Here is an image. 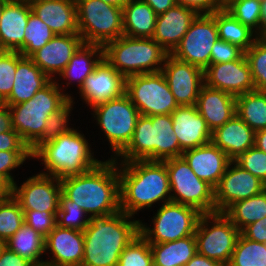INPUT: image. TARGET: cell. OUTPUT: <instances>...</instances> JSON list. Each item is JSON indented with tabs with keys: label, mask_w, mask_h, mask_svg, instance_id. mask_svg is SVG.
<instances>
[{
	"label": "cell",
	"mask_w": 266,
	"mask_h": 266,
	"mask_svg": "<svg viewBox=\"0 0 266 266\" xmlns=\"http://www.w3.org/2000/svg\"><path fill=\"white\" fill-rule=\"evenodd\" d=\"M32 12L56 35L78 34L75 0H29Z\"/></svg>",
	"instance_id": "26"
},
{
	"label": "cell",
	"mask_w": 266,
	"mask_h": 266,
	"mask_svg": "<svg viewBox=\"0 0 266 266\" xmlns=\"http://www.w3.org/2000/svg\"><path fill=\"white\" fill-rule=\"evenodd\" d=\"M240 234L223 212L201 214L194 234L197 253L227 266Z\"/></svg>",
	"instance_id": "10"
},
{
	"label": "cell",
	"mask_w": 266,
	"mask_h": 266,
	"mask_svg": "<svg viewBox=\"0 0 266 266\" xmlns=\"http://www.w3.org/2000/svg\"><path fill=\"white\" fill-rule=\"evenodd\" d=\"M61 192L60 179L41 173L27 178L20 187L15 182L11 190L22 210L41 212H58Z\"/></svg>",
	"instance_id": "15"
},
{
	"label": "cell",
	"mask_w": 266,
	"mask_h": 266,
	"mask_svg": "<svg viewBox=\"0 0 266 266\" xmlns=\"http://www.w3.org/2000/svg\"><path fill=\"white\" fill-rule=\"evenodd\" d=\"M125 93L140 115L171 114L179 106L161 71L127 77Z\"/></svg>",
	"instance_id": "13"
},
{
	"label": "cell",
	"mask_w": 266,
	"mask_h": 266,
	"mask_svg": "<svg viewBox=\"0 0 266 266\" xmlns=\"http://www.w3.org/2000/svg\"><path fill=\"white\" fill-rule=\"evenodd\" d=\"M0 266H34L30 261L20 257L4 244L0 249Z\"/></svg>",
	"instance_id": "53"
},
{
	"label": "cell",
	"mask_w": 266,
	"mask_h": 266,
	"mask_svg": "<svg viewBox=\"0 0 266 266\" xmlns=\"http://www.w3.org/2000/svg\"><path fill=\"white\" fill-rule=\"evenodd\" d=\"M117 266H154L150 243L139 234L123 250Z\"/></svg>",
	"instance_id": "44"
},
{
	"label": "cell",
	"mask_w": 266,
	"mask_h": 266,
	"mask_svg": "<svg viewBox=\"0 0 266 266\" xmlns=\"http://www.w3.org/2000/svg\"><path fill=\"white\" fill-rule=\"evenodd\" d=\"M201 214L194 207L170 201L162 204L154 215V228L140 222V234L149 243H166L192 236Z\"/></svg>",
	"instance_id": "12"
},
{
	"label": "cell",
	"mask_w": 266,
	"mask_h": 266,
	"mask_svg": "<svg viewBox=\"0 0 266 266\" xmlns=\"http://www.w3.org/2000/svg\"><path fill=\"white\" fill-rule=\"evenodd\" d=\"M93 116L106 135L116 158L132 139L140 112L129 96H122L95 105Z\"/></svg>",
	"instance_id": "9"
},
{
	"label": "cell",
	"mask_w": 266,
	"mask_h": 266,
	"mask_svg": "<svg viewBox=\"0 0 266 266\" xmlns=\"http://www.w3.org/2000/svg\"><path fill=\"white\" fill-rule=\"evenodd\" d=\"M265 189L264 182L235 161H230L220 182L214 188L215 212H224L233 203L258 195Z\"/></svg>",
	"instance_id": "16"
},
{
	"label": "cell",
	"mask_w": 266,
	"mask_h": 266,
	"mask_svg": "<svg viewBox=\"0 0 266 266\" xmlns=\"http://www.w3.org/2000/svg\"><path fill=\"white\" fill-rule=\"evenodd\" d=\"M159 15L176 5L175 0H143Z\"/></svg>",
	"instance_id": "55"
},
{
	"label": "cell",
	"mask_w": 266,
	"mask_h": 266,
	"mask_svg": "<svg viewBox=\"0 0 266 266\" xmlns=\"http://www.w3.org/2000/svg\"><path fill=\"white\" fill-rule=\"evenodd\" d=\"M4 245L34 266L44 265L40 257L45 252V238L26 223Z\"/></svg>",
	"instance_id": "34"
},
{
	"label": "cell",
	"mask_w": 266,
	"mask_h": 266,
	"mask_svg": "<svg viewBox=\"0 0 266 266\" xmlns=\"http://www.w3.org/2000/svg\"><path fill=\"white\" fill-rule=\"evenodd\" d=\"M261 36H266V0H261Z\"/></svg>",
	"instance_id": "59"
},
{
	"label": "cell",
	"mask_w": 266,
	"mask_h": 266,
	"mask_svg": "<svg viewBox=\"0 0 266 266\" xmlns=\"http://www.w3.org/2000/svg\"><path fill=\"white\" fill-rule=\"evenodd\" d=\"M182 153L174 134L171 114L140 115L131 141L114 159L121 156V163L135 160L164 161L181 157Z\"/></svg>",
	"instance_id": "4"
},
{
	"label": "cell",
	"mask_w": 266,
	"mask_h": 266,
	"mask_svg": "<svg viewBox=\"0 0 266 266\" xmlns=\"http://www.w3.org/2000/svg\"><path fill=\"white\" fill-rule=\"evenodd\" d=\"M55 35L48 25L31 12L24 31V49L20 54L23 57H31Z\"/></svg>",
	"instance_id": "38"
},
{
	"label": "cell",
	"mask_w": 266,
	"mask_h": 266,
	"mask_svg": "<svg viewBox=\"0 0 266 266\" xmlns=\"http://www.w3.org/2000/svg\"><path fill=\"white\" fill-rule=\"evenodd\" d=\"M168 172L171 201L196 208L200 213L215 212L214 187L198 178L185 159L164 160Z\"/></svg>",
	"instance_id": "11"
},
{
	"label": "cell",
	"mask_w": 266,
	"mask_h": 266,
	"mask_svg": "<svg viewBox=\"0 0 266 266\" xmlns=\"http://www.w3.org/2000/svg\"><path fill=\"white\" fill-rule=\"evenodd\" d=\"M118 161H101L83 174L60 179L62 192L88 215H104L120 211Z\"/></svg>",
	"instance_id": "2"
},
{
	"label": "cell",
	"mask_w": 266,
	"mask_h": 266,
	"mask_svg": "<svg viewBox=\"0 0 266 266\" xmlns=\"http://www.w3.org/2000/svg\"><path fill=\"white\" fill-rule=\"evenodd\" d=\"M126 78L117 72L104 58L84 81L79 93L93 108L95 105L118 98L125 93Z\"/></svg>",
	"instance_id": "19"
},
{
	"label": "cell",
	"mask_w": 266,
	"mask_h": 266,
	"mask_svg": "<svg viewBox=\"0 0 266 266\" xmlns=\"http://www.w3.org/2000/svg\"><path fill=\"white\" fill-rule=\"evenodd\" d=\"M24 223L32 227L44 238L55 228L57 225L56 216L57 212H46L38 210H23Z\"/></svg>",
	"instance_id": "47"
},
{
	"label": "cell",
	"mask_w": 266,
	"mask_h": 266,
	"mask_svg": "<svg viewBox=\"0 0 266 266\" xmlns=\"http://www.w3.org/2000/svg\"><path fill=\"white\" fill-rule=\"evenodd\" d=\"M204 84L235 97L256 90L244 54L235 61L210 64L204 70Z\"/></svg>",
	"instance_id": "18"
},
{
	"label": "cell",
	"mask_w": 266,
	"mask_h": 266,
	"mask_svg": "<svg viewBox=\"0 0 266 266\" xmlns=\"http://www.w3.org/2000/svg\"><path fill=\"white\" fill-rule=\"evenodd\" d=\"M29 0H7L0 19V51L24 49V31L30 13Z\"/></svg>",
	"instance_id": "22"
},
{
	"label": "cell",
	"mask_w": 266,
	"mask_h": 266,
	"mask_svg": "<svg viewBox=\"0 0 266 266\" xmlns=\"http://www.w3.org/2000/svg\"><path fill=\"white\" fill-rule=\"evenodd\" d=\"M227 266H266V244L240 234Z\"/></svg>",
	"instance_id": "37"
},
{
	"label": "cell",
	"mask_w": 266,
	"mask_h": 266,
	"mask_svg": "<svg viewBox=\"0 0 266 266\" xmlns=\"http://www.w3.org/2000/svg\"><path fill=\"white\" fill-rule=\"evenodd\" d=\"M218 38L215 18L211 14H198L170 55L205 70L210 65L212 47Z\"/></svg>",
	"instance_id": "14"
},
{
	"label": "cell",
	"mask_w": 266,
	"mask_h": 266,
	"mask_svg": "<svg viewBox=\"0 0 266 266\" xmlns=\"http://www.w3.org/2000/svg\"><path fill=\"white\" fill-rule=\"evenodd\" d=\"M103 58V46L83 43L74 53L64 70L59 74V77L61 76L64 80L69 81L66 83L67 86L73 82L72 80H75L80 90L85 78L94 71Z\"/></svg>",
	"instance_id": "31"
},
{
	"label": "cell",
	"mask_w": 266,
	"mask_h": 266,
	"mask_svg": "<svg viewBox=\"0 0 266 266\" xmlns=\"http://www.w3.org/2000/svg\"><path fill=\"white\" fill-rule=\"evenodd\" d=\"M215 18L219 39L247 51L259 37L248 26L240 23L225 8L211 14Z\"/></svg>",
	"instance_id": "33"
},
{
	"label": "cell",
	"mask_w": 266,
	"mask_h": 266,
	"mask_svg": "<svg viewBox=\"0 0 266 266\" xmlns=\"http://www.w3.org/2000/svg\"><path fill=\"white\" fill-rule=\"evenodd\" d=\"M12 186L0 175V200L11 195Z\"/></svg>",
	"instance_id": "58"
},
{
	"label": "cell",
	"mask_w": 266,
	"mask_h": 266,
	"mask_svg": "<svg viewBox=\"0 0 266 266\" xmlns=\"http://www.w3.org/2000/svg\"><path fill=\"white\" fill-rule=\"evenodd\" d=\"M55 79L38 90L33 98L8 106L12 127L29 148L43 135L49 115L56 113L72 97L61 92L62 88Z\"/></svg>",
	"instance_id": "7"
},
{
	"label": "cell",
	"mask_w": 266,
	"mask_h": 266,
	"mask_svg": "<svg viewBox=\"0 0 266 266\" xmlns=\"http://www.w3.org/2000/svg\"><path fill=\"white\" fill-rule=\"evenodd\" d=\"M154 266H185L197 253L195 235L166 243H150Z\"/></svg>",
	"instance_id": "32"
},
{
	"label": "cell",
	"mask_w": 266,
	"mask_h": 266,
	"mask_svg": "<svg viewBox=\"0 0 266 266\" xmlns=\"http://www.w3.org/2000/svg\"><path fill=\"white\" fill-rule=\"evenodd\" d=\"M80 34L55 35L30 58L51 80L60 74L83 44ZM54 74V75H53Z\"/></svg>",
	"instance_id": "21"
},
{
	"label": "cell",
	"mask_w": 266,
	"mask_h": 266,
	"mask_svg": "<svg viewBox=\"0 0 266 266\" xmlns=\"http://www.w3.org/2000/svg\"><path fill=\"white\" fill-rule=\"evenodd\" d=\"M197 15L194 10L176 4L165 13L157 15L152 38L170 54Z\"/></svg>",
	"instance_id": "25"
},
{
	"label": "cell",
	"mask_w": 266,
	"mask_h": 266,
	"mask_svg": "<svg viewBox=\"0 0 266 266\" xmlns=\"http://www.w3.org/2000/svg\"><path fill=\"white\" fill-rule=\"evenodd\" d=\"M255 147L266 153V129L255 132Z\"/></svg>",
	"instance_id": "57"
},
{
	"label": "cell",
	"mask_w": 266,
	"mask_h": 266,
	"mask_svg": "<svg viewBox=\"0 0 266 266\" xmlns=\"http://www.w3.org/2000/svg\"><path fill=\"white\" fill-rule=\"evenodd\" d=\"M73 98H71L62 108L56 113L49 115L43 135L30 147L31 153H33L41 144H44L50 140L58 138L61 134L67 133L73 129L69 127L70 111L73 107Z\"/></svg>",
	"instance_id": "43"
},
{
	"label": "cell",
	"mask_w": 266,
	"mask_h": 266,
	"mask_svg": "<svg viewBox=\"0 0 266 266\" xmlns=\"http://www.w3.org/2000/svg\"><path fill=\"white\" fill-rule=\"evenodd\" d=\"M14 130L9 107L3 102L0 103V133Z\"/></svg>",
	"instance_id": "54"
},
{
	"label": "cell",
	"mask_w": 266,
	"mask_h": 266,
	"mask_svg": "<svg viewBox=\"0 0 266 266\" xmlns=\"http://www.w3.org/2000/svg\"><path fill=\"white\" fill-rule=\"evenodd\" d=\"M223 213L242 231L249 224L266 217V189L258 195L233 203Z\"/></svg>",
	"instance_id": "36"
},
{
	"label": "cell",
	"mask_w": 266,
	"mask_h": 266,
	"mask_svg": "<svg viewBox=\"0 0 266 266\" xmlns=\"http://www.w3.org/2000/svg\"><path fill=\"white\" fill-rule=\"evenodd\" d=\"M177 5L194 10L197 14H212L224 8L221 0H175Z\"/></svg>",
	"instance_id": "50"
},
{
	"label": "cell",
	"mask_w": 266,
	"mask_h": 266,
	"mask_svg": "<svg viewBox=\"0 0 266 266\" xmlns=\"http://www.w3.org/2000/svg\"><path fill=\"white\" fill-rule=\"evenodd\" d=\"M224 4L228 1V0H221Z\"/></svg>",
	"instance_id": "62"
},
{
	"label": "cell",
	"mask_w": 266,
	"mask_h": 266,
	"mask_svg": "<svg viewBox=\"0 0 266 266\" xmlns=\"http://www.w3.org/2000/svg\"><path fill=\"white\" fill-rule=\"evenodd\" d=\"M103 48L104 59L125 78L160 72L169 54L153 38L125 35L108 42Z\"/></svg>",
	"instance_id": "6"
},
{
	"label": "cell",
	"mask_w": 266,
	"mask_h": 266,
	"mask_svg": "<svg viewBox=\"0 0 266 266\" xmlns=\"http://www.w3.org/2000/svg\"><path fill=\"white\" fill-rule=\"evenodd\" d=\"M182 157L198 178L208 182L214 188L231 161L227 154L212 142L185 150Z\"/></svg>",
	"instance_id": "24"
},
{
	"label": "cell",
	"mask_w": 266,
	"mask_h": 266,
	"mask_svg": "<svg viewBox=\"0 0 266 266\" xmlns=\"http://www.w3.org/2000/svg\"><path fill=\"white\" fill-rule=\"evenodd\" d=\"M6 1L7 0H0V19H1L2 12H3L4 4Z\"/></svg>",
	"instance_id": "61"
},
{
	"label": "cell",
	"mask_w": 266,
	"mask_h": 266,
	"mask_svg": "<svg viewBox=\"0 0 266 266\" xmlns=\"http://www.w3.org/2000/svg\"><path fill=\"white\" fill-rule=\"evenodd\" d=\"M211 142L234 161L255 145V131L235 115L212 132Z\"/></svg>",
	"instance_id": "29"
},
{
	"label": "cell",
	"mask_w": 266,
	"mask_h": 266,
	"mask_svg": "<svg viewBox=\"0 0 266 266\" xmlns=\"http://www.w3.org/2000/svg\"><path fill=\"white\" fill-rule=\"evenodd\" d=\"M17 69V51H0V99L4 102L11 94Z\"/></svg>",
	"instance_id": "45"
},
{
	"label": "cell",
	"mask_w": 266,
	"mask_h": 266,
	"mask_svg": "<svg viewBox=\"0 0 266 266\" xmlns=\"http://www.w3.org/2000/svg\"><path fill=\"white\" fill-rule=\"evenodd\" d=\"M123 11V35L152 38L157 14L143 0H129Z\"/></svg>",
	"instance_id": "30"
},
{
	"label": "cell",
	"mask_w": 266,
	"mask_h": 266,
	"mask_svg": "<svg viewBox=\"0 0 266 266\" xmlns=\"http://www.w3.org/2000/svg\"><path fill=\"white\" fill-rule=\"evenodd\" d=\"M131 218L123 211L90 217L81 266H117L123 250L140 234V219Z\"/></svg>",
	"instance_id": "1"
},
{
	"label": "cell",
	"mask_w": 266,
	"mask_h": 266,
	"mask_svg": "<svg viewBox=\"0 0 266 266\" xmlns=\"http://www.w3.org/2000/svg\"><path fill=\"white\" fill-rule=\"evenodd\" d=\"M30 157L31 151H0V175L12 186L15 180L10 172Z\"/></svg>",
	"instance_id": "48"
},
{
	"label": "cell",
	"mask_w": 266,
	"mask_h": 266,
	"mask_svg": "<svg viewBox=\"0 0 266 266\" xmlns=\"http://www.w3.org/2000/svg\"><path fill=\"white\" fill-rule=\"evenodd\" d=\"M161 72L179 106H194L204 85V70L168 54Z\"/></svg>",
	"instance_id": "17"
},
{
	"label": "cell",
	"mask_w": 266,
	"mask_h": 266,
	"mask_svg": "<svg viewBox=\"0 0 266 266\" xmlns=\"http://www.w3.org/2000/svg\"><path fill=\"white\" fill-rule=\"evenodd\" d=\"M24 223V212L12 194L0 200V243L4 244Z\"/></svg>",
	"instance_id": "40"
},
{
	"label": "cell",
	"mask_w": 266,
	"mask_h": 266,
	"mask_svg": "<svg viewBox=\"0 0 266 266\" xmlns=\"http://www.w3.org/2000/svg\"><path fill=\"white\" fill-rule=\"evenodd\" d=\"M266 184V153L253 146L234 160Z\"/></svg>",
	"instance_id": "46"
},
{
	"label": "cell",
	"mask_w": 266,
	"mask_h": 266,
	"mask_svg": "<svg viewBox=\"0 0 266 266\" xmlns=\"http://www.w3.org/2000/svg\"><path fill=\"white\" fill-rule=\"evenodd\" d=\"M185 266H224L223 264L196 253Z\"/></svg>",
	"instance_id": "56"
},
{
	"label": "cell",
	"mask_w": 266,
	"mask_h": 266,
	"mask_svg": "<svg viewBox=\"0 0 266 266\" xmlns=\"http://www.w3.org/2000/svg\"><path fill=\"white\" fill-rule=\"evenodd\" d=\"M50 81L51 79L34 64L30 57H23L17 51V69L12 91L3 103L12 106L27 101L33 98L35 93Z\"/></svg>",
	"instance_id": "28"
},
{
	"label": "cell",
	"mask_w": 266,
	"mask_h": 266,
	"mask_svg": "<svg viewBox=\"0 0 266 266\" xmlns=\"http://www.w3.org/2000/svg\"><path fill=\"white\" fill-rule=\"evenodd\" d=\"M0 151H31L15 130L0 133Z\"/></svg>",
	"instance_id": "51"
},
{
	"label": "cell",
	"mask_w": 266,
	"mask_h": 266,
	"mask_svg": "<svg viewBox=\"0 0 266 266\" xmlns=\"http://www.w3.org/2000/svg\"><path fill=\"white\" fill-rule=\"evenodd\" d=\"M244 51L229 42L217 39L212 47L210 64L226 63L238 60Z\"/></svg>",
	"instance_id": "49"
},
{
	"label": "cell",
	"mask_w": 266,
	"mask_h": 266,
	"mask_svg": "<svg viewBox=\"0 0 266 266\" xmlns=\"http://www.w3.org/2000/svg\"><path fill=\"white\" fill-rule=\"evenodd\" d=\"M78 33L84 43L105 46L123 35V11L101 0H75Z\"/></svg>",
	"instance_id": "8"
},
{
	"label": "cell",
	"mask_w": 266,
	"mask_h": 266,
	"mask_svg": "<svg viewBox=\"0 0 266 266\" xmlns=\"http://www.w3.org/2000/svg\"><path fill=\"white\" fill-rule=\"evenodd\" d=\"M46 251L52 254L46 266H81L84 253L83 231L62 228L58 225L45 238Z\"/></svg>",
	"instance_id": "20"
},
{
	"label": "cell",
	"mask_w": 266,
	"mask_h": 266,
	"mask_svg": "<svg viewBox=\"0 0 266 266\" xmlns=\"http://www.w3.org/2000/svg\"><path fill=\"white\" fill-rule=\"evenodd\" d=\"M256 90L266 91V36H259L244 52Z\"/></svg>",
	"instance_id": "41"
},
{
	"label": "cell",
	"mask_w": 266,
	"mask_h": 266,
	"mask_svg": "<svg viewBox=\"0 0 266 266\" xmlns=\"http://www.w3.org/2000/svg\"><path fill=\"white\" fill-rule=\"evenodd\" d=\"M224 8L240 23L261 36V0H228Z\"/></svg>",
	"instance_id": "39"
},
{
	"label": "cell",
	"mask_w": 266,
	"mask_h": 266,
	"mask_svg": "<svg viewBox=\"0 0 266 266\" xmlns=\"http://www.w3.org/2000/svg\"><path fill=\"white\" fill-rule=\"evenodd\" d=\"M56 221L59 227L84 231L89 224L90 217H87L86 212L77 203L72 202L61 192Z\"/></svg>",
	"instance_id": "42"
},
{
	"label": "cell",
	"mask_w": 266,
	"mask_h": 266,
	"mask_svg": "<svg viewBox=\"0 0 266 266\" xmlns=\"http://www.w3.org/2000/svg\"><path fill=\"white\" fill-rule=\"evenodd\" d=\"M84 134L71 129L58 138L41 144L31 158L40 159L47 173L62 179L72 175L83 174L95 168L101 160L94 158L90 145Z\"/></svg>",
	"instance_id": "5"
},
{
	"label": "cell",
	"mask_w": 266,
	"mask_h": 266,
	"mask_svg": "<svg viewBox=\"0 0 266 266\" xmlns=\"http://www.w3.org/2000/svg\"><path fill=\"white\" fill-rule=\"evenodd\" d=\"M241 234L250 240L266 244V217L246 226Z\"/></svg>",
	"instance_id": "52"
},
{
	"label": "cell",
	"mask_w": 266,
	"mask_h": 266,
	"mask_svg": "<svg viewBox=\"0 0 266 266\" xmlns=\"http://www.w3.org/2000/svg\"><path fill=\"white\" fill-rule=\"evenodd\" d=\"M195 106L211 132L236 115V97L205 84L201 87Z\"/></svg>",
	"instance_id": "27"
},
{
	"label": "cell",
	"mask_w": 266,
	"mask_h": 266,
	"mask_svg": "<svg viewBox=\"0 0 266 266\" xmlns=\"http://www.w3.org/2000/svg\"><path fill=\"white\" fill-rule=\"evenodd\" d=\"M174 134L182 151L211 142L212 132L196 106H178L172 113Z\"/></svg>",
	"instance_id": "23"
},
{
	"label": "cell",
	"mask_w": 266,
	"mask_h": 266,
	"mask_svg": "<svg viewBox=\"0 0 266 266\" xmlns=\"http://www.w3.org/2000/svg\"><path fill=\"white\" fill-rule=\"evenodd\" d=\"M120 211L134 216L155 202L171 201L168 172L164 161L135 160L118 163ZM120 167V168H119Z\"/></svg>",
	"instance_id": "3"
},
{
	"label": "cell",
	"mask_w": 266,
	"mask_h": 266,
	"mask_svg": "<svg viewBox=\"0 0 266 266\" xmlns=\"http://www.w3.org/2000/svg\"><path fill=\"white\" fill-rule=\"evenodd\" d=\"M104 1L107 4L113 5V6H118L123 8L124 5L129 1V0H101Z\"/></svg>",
	"instance_id": "60"
},
{
	"label": "cell",
	"mask_w": 266,
	"mask_h": 266,
	"mask_svg": "<svg viewBox=\"0 0 266 266\" xmlns=\"http://www.w3.org/2000/svg\"><path fill=\"white\" fill-rule=\"evenodd\" d=\"M236 115L255 132L266 129V91L254 90L237 96Z\"/></svg>",
	"instance_id": "35"
}]
</instances>
